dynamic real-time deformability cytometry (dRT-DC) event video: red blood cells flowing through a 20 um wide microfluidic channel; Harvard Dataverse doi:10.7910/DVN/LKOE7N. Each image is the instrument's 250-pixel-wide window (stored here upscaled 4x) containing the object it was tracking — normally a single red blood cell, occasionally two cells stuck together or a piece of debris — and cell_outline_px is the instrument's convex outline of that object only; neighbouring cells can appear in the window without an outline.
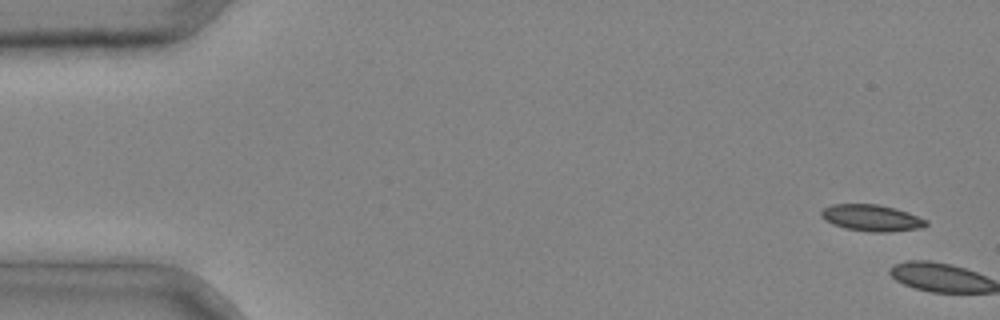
{"species": "common noctule bat (a hibernating species)", "species_latin": "Nyctalus noctula", "temperature_condition": "cold", "stored_images_in_passage": 5, "camera_frame_rate_fps": 3000, "um_per_image_px": 0.085, "animal": {"sex": "male", "body_mass_g": 20.4}, "frame": {"image": 1, "passage_image": 1, "time_ms": 0.0, "image_size_px": [1000, 320], "cell_outline_px": [[928, 224], [920, 228], [888, 232], [872, 232], [844, 228], [832, 224], [824, 220], [820, 216], [820, 212], [824, 208], [832, 204], [876, 204], [908, 212], [928, 220]], "centroid_in_image_um": [74.06, 18.52], "position_along_channel_um": 10.9, "area_um2": 16.18}}